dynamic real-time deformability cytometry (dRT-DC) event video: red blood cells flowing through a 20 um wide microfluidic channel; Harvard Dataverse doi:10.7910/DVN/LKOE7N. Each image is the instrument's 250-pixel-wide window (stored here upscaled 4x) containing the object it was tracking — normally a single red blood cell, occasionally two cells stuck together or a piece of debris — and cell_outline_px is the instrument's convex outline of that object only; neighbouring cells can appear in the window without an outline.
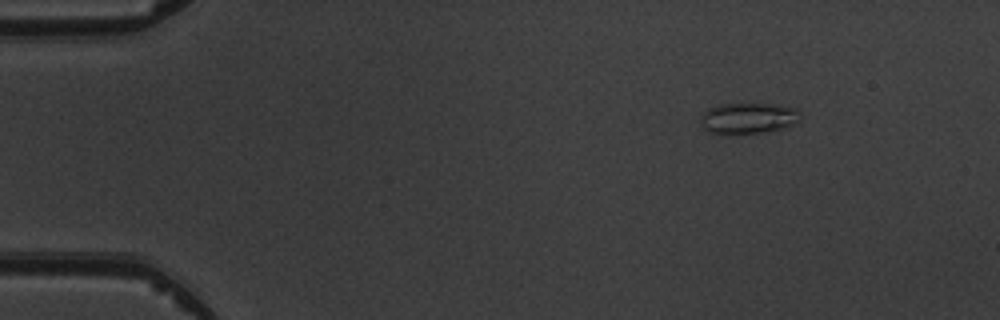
{"species": "common noctule bat (a hibernating species)", "species_latin": "Nyctalus noctula", "temperature_condition": "warm", "stored_images_in_passage": 4, "camera_frame_rate_fps": 3000, "um_per_image_px": 0.085, "animal": {"sex": "male", "body_mass_g": 19.5, "forearm_length_mm": 54.6}, "frame": {"image": 1, "passage_image": 1, "time_ms": 0.0, "image_size_px": [1000, 320], "cell_outline_px": [[804, 116], [800, 120], [792, 124], [780, 128], [760, 132], [708, 132], [704, 128], [700, 120], [704, 112], [708, 108], [720, 104], [776, 104], [796, 108]], "centroid_in_image_um": [63.65, 10.0], "position_along_channel_um": 21.4, "area_um2": 17.51}}
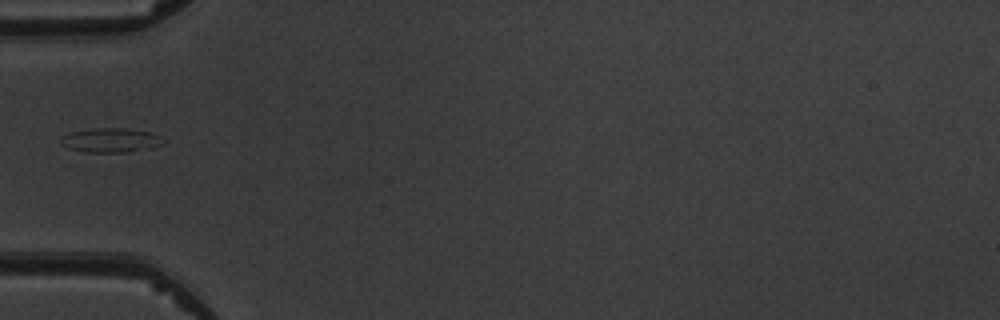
{"frame": {"image": 2, "passage_image": 4, "time_ms": 3.667, "image_size_px": [1000, 320], "cell_outline_px": [[164, 140], [160, 144], [152, 148], [128, 152], [84, 152], [68, 148], [60, 144], [60, 140], [64, 136], [72, 132], [92, 128], [120, 128], [152, 132]], "centroid_in_image_um": [9.39, 11.92], "position_along_channel_um": 75.6, "area_um2": 14.39}}